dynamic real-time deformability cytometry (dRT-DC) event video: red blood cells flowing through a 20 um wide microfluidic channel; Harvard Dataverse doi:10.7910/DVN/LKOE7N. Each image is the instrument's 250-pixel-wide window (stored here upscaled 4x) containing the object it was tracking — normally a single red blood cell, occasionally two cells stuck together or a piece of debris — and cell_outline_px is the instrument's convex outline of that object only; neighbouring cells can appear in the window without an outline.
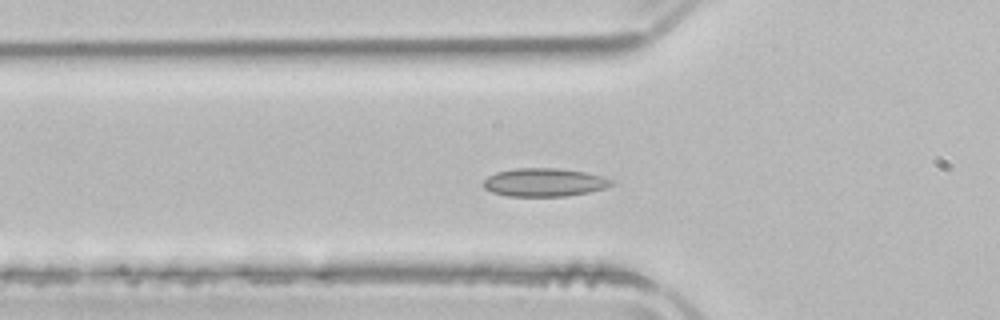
{"species": "common noctule bat (a hibernating species)", "species_latin": "Nyctalus noctula", "temperature_condition": "room temperature", "stored_images_in_passage": 39, "camera_frame_rate_fps": 3000, "um_per_image_px": 0.085, "animal": {"sex": "male", "body_mass_g": 21.5, "forearm_length_mm": 52.0}, "frame": {"image": 1, "passage_image": 16, "time_ms": 5.0, "image_size_px": [1000, 320], "cell_outline_px": [[616, 184], [604, 188], [588, 192], [564, 196], [508, 196], [492, 192], [484, 188], [484, 180], [488, 176], [496, 172], [516, 168], [560, 168], [584, 172], [616, 180]], "centroid_in_image_um": [46.29, 15.49], "position_along_channel_um": 79.5, "area_um2": 21.1}}
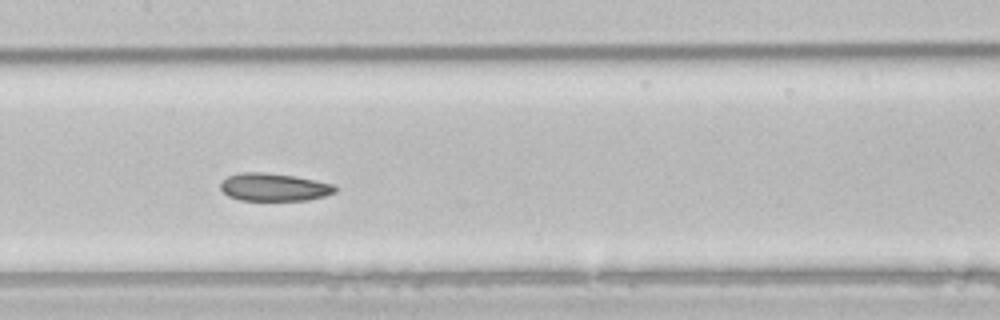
{"frame": {"image": 2, "passage_image": 24, "time_ms": 7.667, "image_size_px": [1000, 320], "cell_outline_px": [[336, 192], [324, 196], [308, 200], [240, 200], [228, 196], [220, 188], [220, 184], [228, 176], [240, 172], [264, 172], [292, 176], [336, 184]], "centroid_in_image_um": [23.29, 15.91], "position_along_channel_um": 184.1, "area_um2": 18.5}}
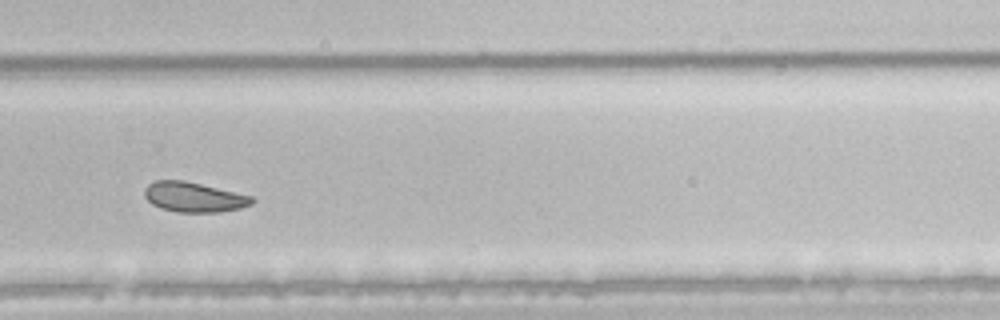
{"frame": {"image": 3, "passage_image": 34, "time_ms": 11.0, "image_size_px": [1000, 320], "cell_outline_px": [[256, 200], [252, 204], [240, 208], [220, 212], [176, 212], [160, 208], [152, 204], [144, 196], [144, 188], [148, 184], [156, 180], [184, 180], [252, 196]], "centroid_in_image_um": [16.47, 16.75], "position_along_channel_um": 313.3, "area_um2": 18.79}, "authors_computed_cell_mechanics": {"area_um2": 19.5364, "velocity_mm_per_s": 3.9009, "shape_relaxation_time_tau1_ms": 8.7735, "shape_relaxation_time_tau2_ms": 6.2392, "deformation_change_tau1": 0.1379, "deformation_change_tau2": 0.0716}}